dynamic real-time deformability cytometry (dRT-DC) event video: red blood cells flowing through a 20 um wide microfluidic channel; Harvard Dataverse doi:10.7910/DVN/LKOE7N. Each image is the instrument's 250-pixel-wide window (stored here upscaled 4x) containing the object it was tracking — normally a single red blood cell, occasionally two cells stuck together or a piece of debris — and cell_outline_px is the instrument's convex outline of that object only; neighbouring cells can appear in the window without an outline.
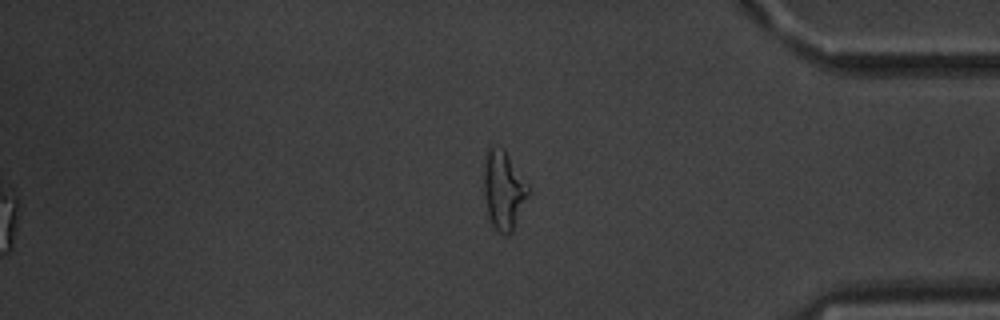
{"species": "common noctule bat (a hibernating species)", "species_latin": "Nyctalus noctula", "temperature_condition": "warm", "stored_images_in_passage": 55, "segment_of_instrument_passage": [2, 2], "camera_frame_rate_fps": 3000, "um_per_image_px": 0.085, "animal": {"sex": "male", "body_mass_g": 20.1, "forearm_length_mm": 53.5}, "frame": {"image": 1, "passage_image": 55, "time_ms": 18.0, "image_size_px": [1000, 320], "cell_outline_px": [[528, 192], [512, 232], [508, 236], [504, 236], [492, 224], [488, 212], [484, 192], [484, 164], [488, 148], [492, 144], [504, 148], [528, 184]], "centroid_in_image_um": [42.78, 16.11], "position_along_channel_um": 392.4, "area_um2": 20.0}}